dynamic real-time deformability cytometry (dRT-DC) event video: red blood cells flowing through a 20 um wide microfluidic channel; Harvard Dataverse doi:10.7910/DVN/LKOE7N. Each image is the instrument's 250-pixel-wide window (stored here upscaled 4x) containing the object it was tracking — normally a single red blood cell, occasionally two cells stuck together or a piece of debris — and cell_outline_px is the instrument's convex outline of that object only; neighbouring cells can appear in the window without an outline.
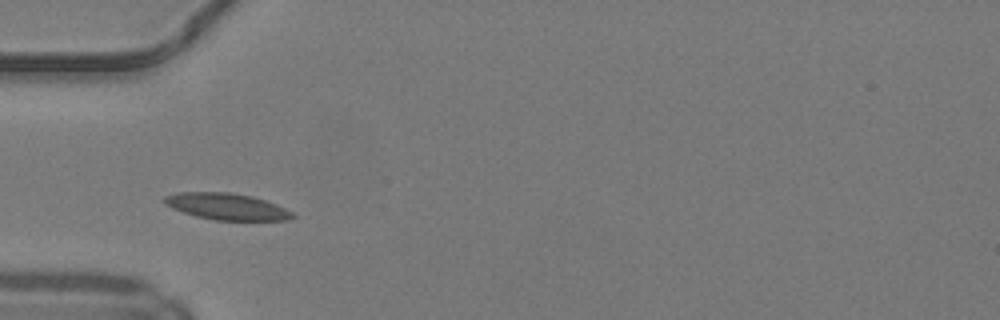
{"species": "common noctule bat (a hibernating species)", "species_latin": "Nyctalus noctula", "temperature_condition": "warm", "stored_images_in_passage": 35, "camera_frame_rate_fps": 3000, "um_per_image_px": 0.085, "animal": {"sex": "male", "body_mass_g": 19.2, "forearm_length_mm": 51.8}, "frame": {"image": 1, "passage_image": 1, "time_ms": 0.0, "image_size_px": [1000, 320], "cell_outline_px": [[296, 216], [288, 220], [212, 220], [196, 216], [172, 208], [164, 204], [164, 196], [180, 192], [228, 192], [252, 196], [276, 204], [292, 212]], "centroid_in_image_um": [19.26, 17.55], "position_along_channel_um": 65.7, "area_um2": 19.71}}
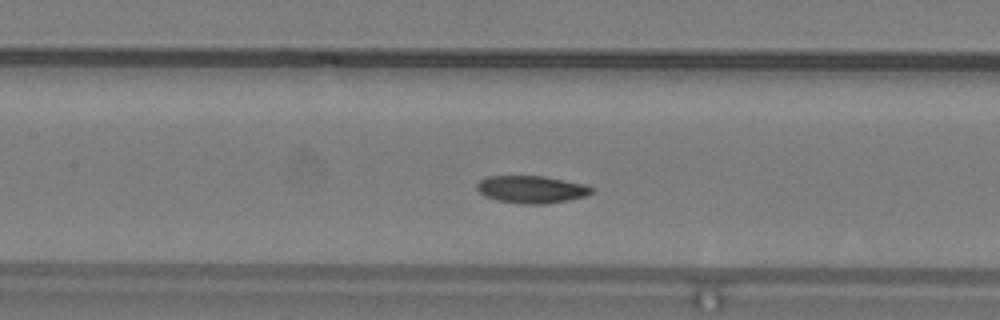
{"frame": {"image": 2, "passage_image": 8, "time_ms": 2.333, "image_size_px": [1000, 320], "cell_outline_px": [[592, 192], [584, 196], [568, 200], [548, 204], [524, 204], [496, 200], [480, 192], [476, 188], [476, 184], [480, 180], [488, 176], [544, 176], [584, 184], [592, 188]], "centroid_in_image_um": [45.16, 16.1], "position_along_channel_um": 162.2, "area_um2": 18.15}}
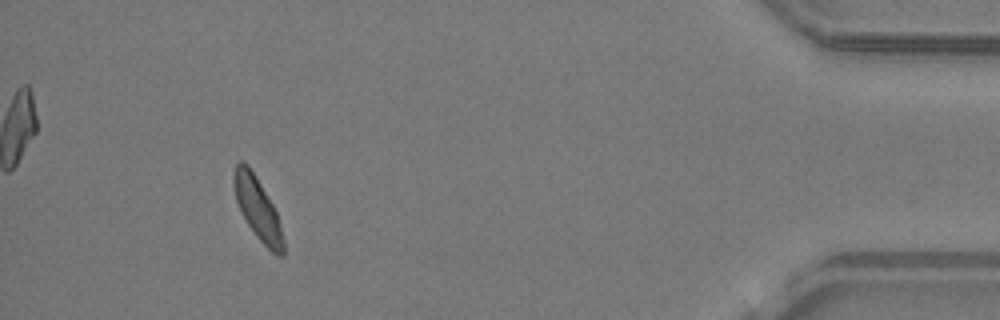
{"frame": {"image": 3, "passage_image": 31, "time_ms": 10.0, "image_size_px": [1000, 320], "cell_outline_px": [[284, 256], [276, 256], [256, 236], [240, 212], [236, 200], [232, 180], [232, 172], [236, 164], [240, 160], [248, 164], [272, 204], [276, 212], [284, 240]], "centroid_in_image_um": [21.87, 17.72], "position_along_channel_um": 413.3, "area_um2": 17.8}, "authors_computed_cell_mechanics": {"area_um2": 18.1492, "velocity_mm_per_s": 4.1157, "shape_relaxation_time_tau1_ms": 3.2621, "shape_relaxation_time_tau2_ms": null, "deformation_change_tau1": 0.1103, "deformation_change_tau2": null}}